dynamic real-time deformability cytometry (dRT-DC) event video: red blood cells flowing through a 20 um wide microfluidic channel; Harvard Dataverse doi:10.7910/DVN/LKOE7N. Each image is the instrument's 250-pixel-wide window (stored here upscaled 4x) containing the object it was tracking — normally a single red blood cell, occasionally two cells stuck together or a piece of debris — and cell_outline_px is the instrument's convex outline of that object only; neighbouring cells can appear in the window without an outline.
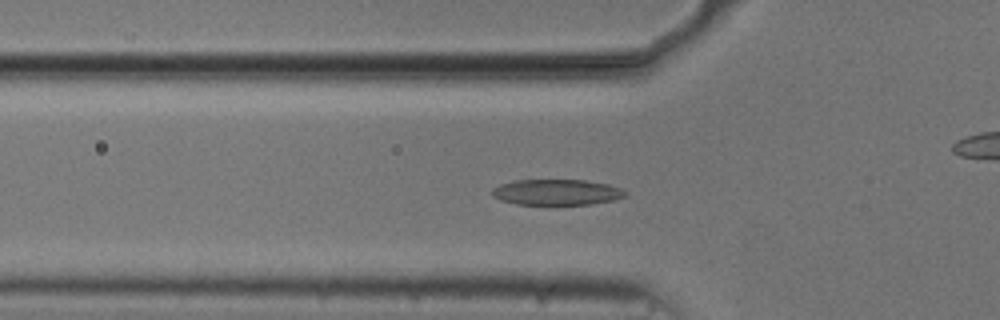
{"species": "common noctule bat (a hibernating species)", "species_latin": "Nyctalus noctula", "temperature_condition": "cold", "stored_images_in_passage": 52, "camera_frame_rate_fps": 3000, "um_per_image_px": 0.085, "animal": {"sex": "male", "body_mass_g": 20.5, "forearm_length_mm": 52.5}, "frame": {"image": 1, "passage_image": 15, "time_ms": 4.667, "image_size_px": [1000, 320], "cell_outline_px": [[628, 192], [624, 196], [612, 200], [592, 204], [516, 204], [500, 200], [492, 196], [492, 188], [500, 184], [516, 180], [584, 180], [608, 184], [620, 188]], "centroid_in_image_um": [47.29, 16.33], "position_along_channel_um": 78.5, "area_um2": 19.88}}
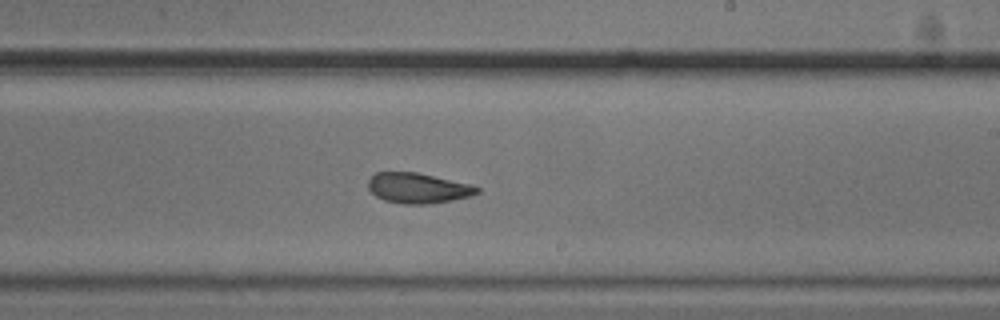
{"frame": {"image": 2, "passage_image": 29, "time_ms": 9.333, "image_size_px": [1000, 320], "cell_outline_px": [[480, 192], [472, 196], [452, 200], [424, 204], [404, 204], [384, 200], [376, 196], [368, 188], [368, 180], [376, 172], [416, 172], [472, 184], [480, 188]], "centroid_in_image_um": [35.55, 15.98], "position_along_channel_um": 253.5, "area_um2": 19.25}}
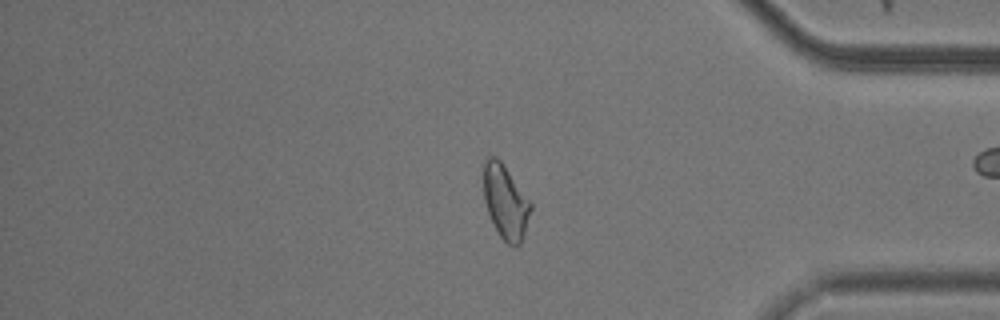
{"frame": {"image": 3, "passage_image": 42, "time_ms": 13.667, "image_size_px": [1000, 320], "cell_outline_px": [[532, 208], [520, 244], [508, 244], [500, 236], [488, 212], [484, 200], [484, 164], [488, 156], [496, 156], [500, 160], [532, 204]], "centroid_in_image_um": [42.96, 17.13], "position_along_channel_um": 392.2, "area_um2": 19.71}, "authors_computed_cell_mechanics": {"area_um2": 20.1722, "velocity_mm_per_s": 3.7316, "shape_relaxation_time_tau1_ms": 2.5889, "shape_relaxation_time_tau2_ms": 2.5155, "deformation_change_tau1": 0.1231, "deformation_change_tau2": 0.1028}}